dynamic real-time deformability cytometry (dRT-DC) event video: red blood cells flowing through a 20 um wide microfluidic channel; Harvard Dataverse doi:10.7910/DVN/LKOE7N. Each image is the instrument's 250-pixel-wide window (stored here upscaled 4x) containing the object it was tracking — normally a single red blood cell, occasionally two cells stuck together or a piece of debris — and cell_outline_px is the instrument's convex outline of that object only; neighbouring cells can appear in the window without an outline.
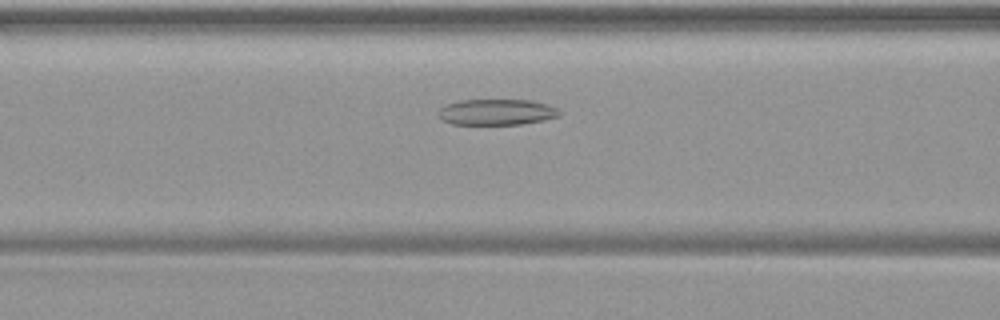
{"species": "common noctule bat (a hibernating species)", "species_latin": "Nyctalus noctula", "temperature_condition": "warm", "stored_images_in_passage": 45, "camera_frame_rate_fps": 3000, "um_per_image_px": 0.085, "animal": {"sex": "female", "body_mass_g": 19.9}, "frame": {"image": 1, "passage_image": 16, "time_ms": 5.0, "image_size_px": [1000, 320], "cell_outline_px": [[564, 112], [560, 116], [544, 120], [520, 124], [452, 124], [440, 120], [440, 108], [448, 104], [460, 100], [532, 100], [548, 104]], "centroid_in_image_um": [42.27, 9.52], "position_along_channel_um": 124.3, "area_um2": 18.32}}
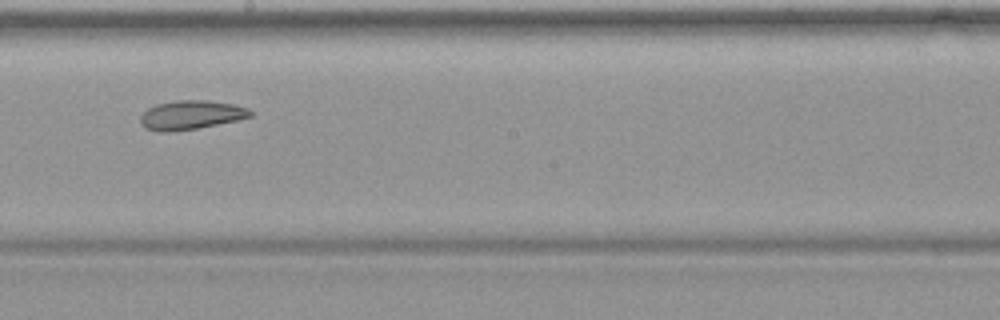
{"frame": {"image": 2, "passage_image": 24, "time_ms": 7.667, "image_size_px": [1000, 320], "cell_outline_px": [[252, 116], [240, 120], [196, 128], [172, 132], [160, 132], [144, 128], [140, 124], [140, 116], [148, 108], [156, 104], [176, 100], [208, 100], [232, 104], [248, 108], [252, 112]], "centroid_in_image_um": [16.21, 9.78], "position_along_channel_um": 232.0, "area_um2": 18.73}}
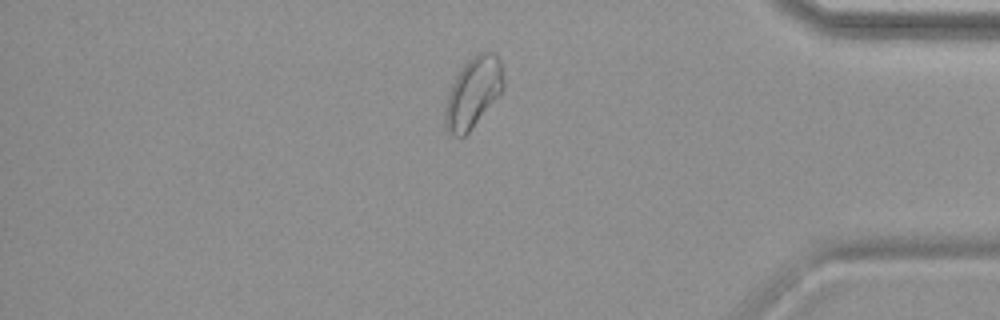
{"frame": {"image": 3, "passage_image": 38, "time_ms": 12.333, "image_size_px": [1000, 320], "cell_outline_px": [[504, 88], [468, 132], [464, 136], [456, 136], [444, 124], [444, 108], [448, 92], [460, 68], [472, 56], [480, 52], [496, 52], [500, 60], [504, 80]], "centroid_in_image_um": [40.21, 7.81], "position_along_channel_um": 395.0, "area_um2": 23.64}}